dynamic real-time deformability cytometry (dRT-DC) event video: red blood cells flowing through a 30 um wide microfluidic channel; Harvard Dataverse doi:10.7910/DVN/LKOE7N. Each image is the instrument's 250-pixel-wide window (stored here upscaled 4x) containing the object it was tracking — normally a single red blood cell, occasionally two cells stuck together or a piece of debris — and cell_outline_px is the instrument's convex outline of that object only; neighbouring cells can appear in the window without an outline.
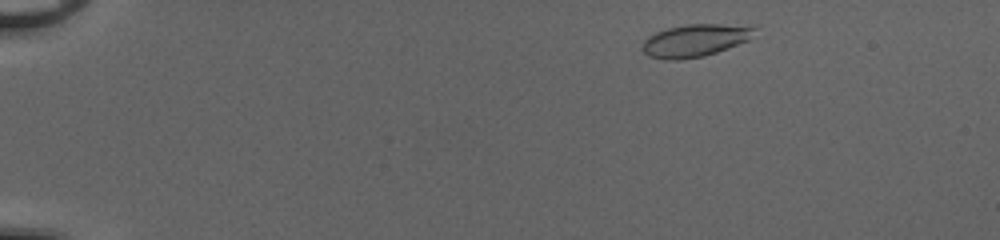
{"species": "common noctule bat (a hibernating species)", "species_latin": "Nyctalus noctula", "temperature_condition": "cold", "stored_images_in_passage": 46, "camera_frame_rate_fps": 3000, "um_per_image_px": 0.085, "animal": {"sex": "female", "body_mass_g": 20.0, "forearm_length_mm": 54.0}, "frame": {"image": 1, "passage_image": 3, "time_ms": 0.667, "image_size_px": [1000, 240], "cell_outline_px": [[756, 28], [748, 40], [716, 52], [704, 56], [680, 60], [664, 60], [648, 56], [644, 52], [644, 40], [648, 36], [656, 32], [668, 28], [688, 24], [756, 24]], "centroid_in_image_um": [59.12, 3.42], "position_along_channel_um": 25.9, "area_um2": 21.33}}
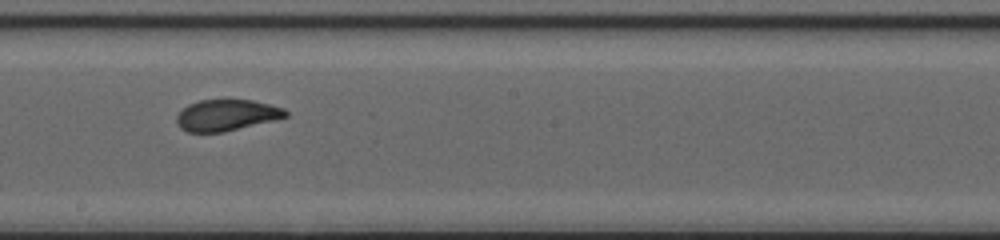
{"frame": {"image": 2, "passage_image": 26, "time_ms": 8.333, "image_size_px": [1000, 240], "cell_outline_px": [[288, 116], [224, 132], [188, 132], [180, 128], [176, 124], [176, 116], [188, 104], [200, 100], [252, 100], [284, 108], [288, 112]], "centroid_in_image_um": [19.22, 9.79], "position_along_channel_um": 229.0, "area_um2": 19.65}}
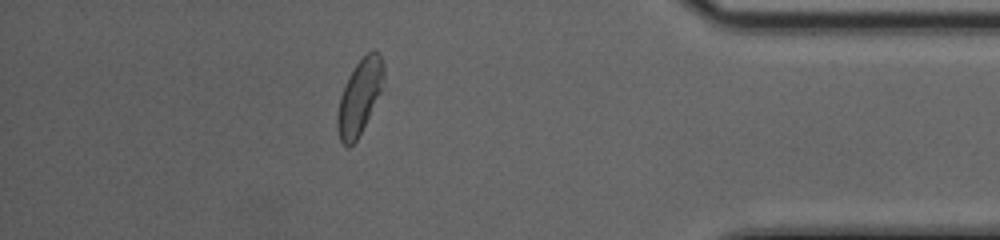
{"frame": {"image": 3, "passage_image": 41, "time_ms": 13.333, "image_size_px": [1000, 240], "cell_outline_px": [[384, 76], [380, 92], [356, 140], [348, 148], [340, 140], [336, 128], [336, 116], [340, 96], [344, 84], [348, 76], [356, 64], [372, 48], [380, 56], [384, 64]], "centroid_in_image_um": [30.52, 8.22], "position_along_channel_um": 404.7, "area_um2": 19.83}, "authors_computed_cell_mechanics": {"area_um2": 20.6057, "velocity_mm_per_s": 4.0903, "shape_relaxation_time_tau1_ms": 3.203, "shape_relaxation_time_tau2_ms": 0.656, "deformation_change_tau1": 0.1374, "deformation_change_tau2": 0.0587}}